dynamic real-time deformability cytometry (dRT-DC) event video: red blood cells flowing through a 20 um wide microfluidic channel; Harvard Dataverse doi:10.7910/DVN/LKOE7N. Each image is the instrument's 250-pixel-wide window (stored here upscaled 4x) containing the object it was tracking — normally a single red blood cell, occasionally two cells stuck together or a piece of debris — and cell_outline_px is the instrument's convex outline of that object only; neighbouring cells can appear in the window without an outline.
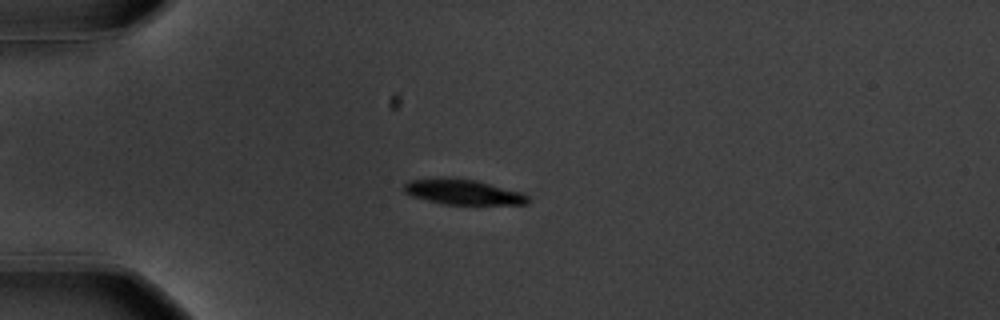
{"species": "common noctule bat (a hibernating species)", "species_latin": "Nyctalus noctula", "temperature_condition": "warm", "stored_images_in_passage": 58, "camera_frame_rate_fps": 3000, "um_per_image_px": 0.085, "animal": {"sex": "male", "body_mass_g": 20.1, "forearm_length_mm": 53.5}, "frame": {"image": 1, "passage_image": 16, "time_ms": 5.0, "image_size_px": [1000, 320], "cell_outline_px": [[532, 200], [528, 204], [444, 204], [412, 196], [404, 192], [404, 184], [408, 180], [476, 180], [524, 192]], "centroid_in_image_um": [39.48, 16.36], "position_along_channel_um": 45.5, "area_um2": 17.57}}
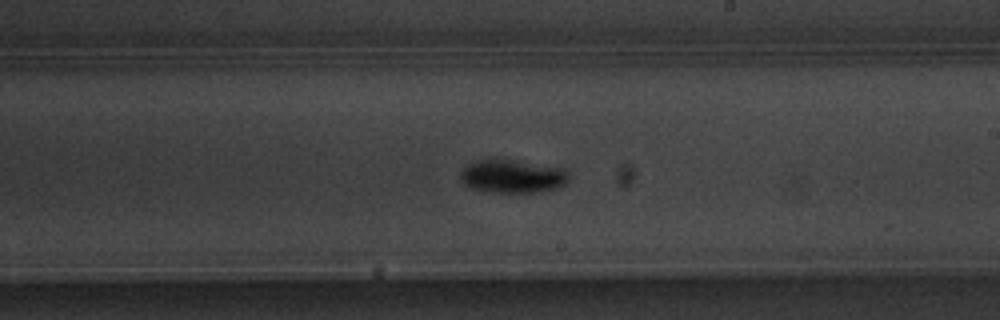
{"frame": {"image": 2, "passage_image": 35, "time_ms": 11.333, "image_size_px": [1000, 320], "cell_outline_px": [[572, 176], [564, 184], [556, 188], [540, 192], [492, 192], [472, 188], [464, 184], [460, 180], [460, 172], [468, 164], [476, 160], [496, 156], [568, 168]], "centroid_in_image_um": [43.6, 14.93], "position_along_channel_um": 245.4, "area_um2": 22.02}}
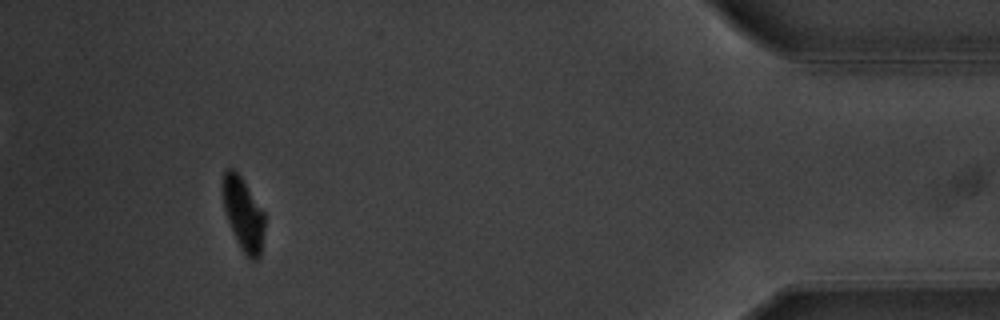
{"frame": {"image": 3, "passage_image": 54, "time_ms": 17.667, "image_size_px": [1000, 320], "cell_outline_px": [[264, 228], [260, 256], [256, 260], [248, 260], [240, 248], [236, 240], [228, 220], [224, 208], [220, 188], [220, 184], [224, 172], [228, 168], [232, 168], [240, 176], [264, 212]], "centroid_in_image_um": [20.65, 18.2], "position_along_channel_um": 414.6, "area_um2": 17.92}, "authors_computed_cell_mechanics": {"area_um2": 19.1029, "velocity_mm_per_s": 3.5552, "shape_relaxation_time_tau1_ms": 1.7802, "shape_relaxation_time_tau2_ms": null, "deformation_change_tau1": 0.1585, "deformation_change_tau2": null}}